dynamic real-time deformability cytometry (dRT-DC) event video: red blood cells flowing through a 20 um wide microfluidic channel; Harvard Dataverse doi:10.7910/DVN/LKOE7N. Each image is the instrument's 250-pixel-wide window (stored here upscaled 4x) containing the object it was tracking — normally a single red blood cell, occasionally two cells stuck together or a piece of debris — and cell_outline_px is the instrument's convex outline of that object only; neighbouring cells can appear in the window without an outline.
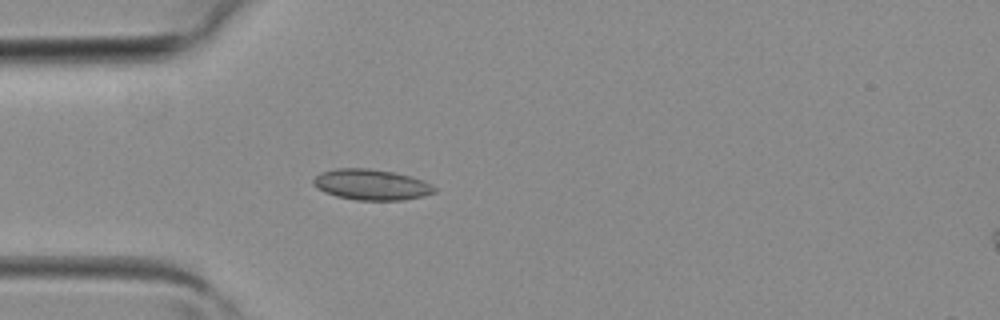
{"species": "common noctule bat (a hibernating species)", "species_latin": "Nyctalus noctula", "temperature_condition": "room temperature", "stored_images_in_passage": 5, "camera_frame_rate_fps": 3000, "um_per_image_px": 0.085, "animal": {"sex": "female", "body_mass_g": 19.3, "forearm_length_mm": 54.1}, "frame": {"image": 1, "passage_image": 4, "time_ms": 1.0, "image_size_px": [1000, 320], "cell_outline_px": [[436, 192], [424, 196], [404, 200], [356, 200], [336, 196], [324, 192], [316, 188], [312, 184], [312, 180], [320, 172], [336, 168], [368, 168], [392, 172], [412, 176], [436, 188]], "centroid_in_image_um": [31.52, 15.69], "position_along_channel_um": 53.5, "area_um2": 21.73}}